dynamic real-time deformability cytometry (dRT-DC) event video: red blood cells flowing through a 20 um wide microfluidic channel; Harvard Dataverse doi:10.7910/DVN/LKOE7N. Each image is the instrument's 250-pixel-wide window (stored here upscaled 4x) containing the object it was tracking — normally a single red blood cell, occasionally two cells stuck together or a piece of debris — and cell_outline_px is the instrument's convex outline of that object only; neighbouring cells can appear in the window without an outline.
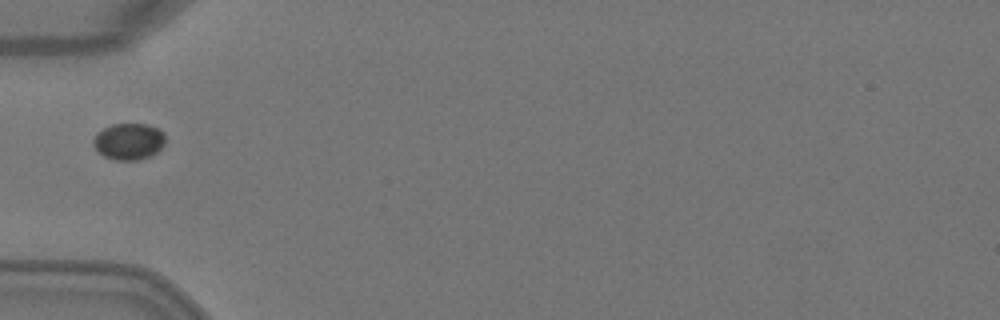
{"species": "Egyptian fruit bat (a non-hibernating species)", "species_latin": "Rousettus aegyptiacus", "temperature_condition": "warm", "stored_images_in_passage": 1, "camera_frame_rate_fps": 3000, "um_per_image_px": 0.085, "animal": {"sex": "female"}, "frame": {"image": 1, "passage_image": 1, "time_ms": 0.0, "image_size_px": [1000, 320], "cell_outline_px": [[164, 144], [152, 156], [136, 160], [116, 160], [104, 156], [92, 144], [92, 140], [96, 132], [112, 124], [144, 124], [156, 128], [164, 132]], "centroid_in_image_um": [10.92, 12.02], "position_along_channel_um": 74.1, "area_um2": 15.26}}